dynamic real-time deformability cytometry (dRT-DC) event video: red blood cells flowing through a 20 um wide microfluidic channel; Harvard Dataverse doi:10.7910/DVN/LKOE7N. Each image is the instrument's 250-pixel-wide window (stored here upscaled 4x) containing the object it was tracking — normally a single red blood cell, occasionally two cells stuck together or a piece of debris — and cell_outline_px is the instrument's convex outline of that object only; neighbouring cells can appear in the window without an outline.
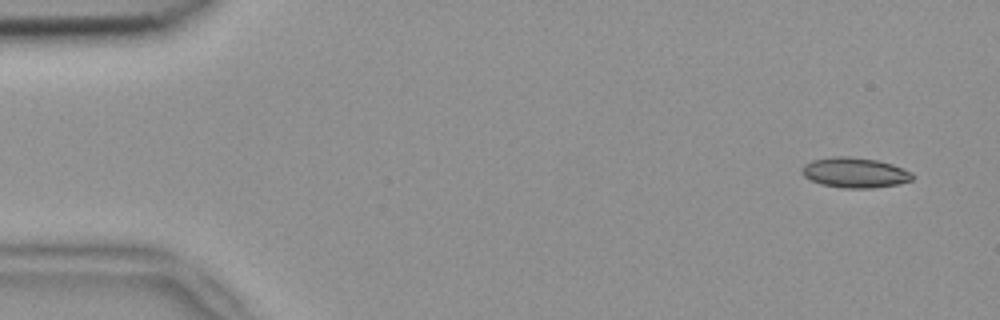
{"species": "common noctule bat (a hibernating species)", "species_latin": "Nyctalus noctula", "temperature_condition": "room temperature", "stored_images_in_passage": 6, "camera_frame_rate_fps": 3000, "um_per_image_px": 0.085, "animal": {"sex": "female", "body_mass_g": 18.4}, "frame": {"image": 1, "passage_image": 1, "time_ms": 0.0, "image_size_px": [1000, 320], "cell_outline_px": [[916, 176], [912, 180], [896, 184], [872, 188], [844, 188], [820, 184], [804, 176], [800, 172], [800, 168], [804, 164], [812, 160], [832, 156], [848, 156], [876, 160], [892, 164], [912, 172]], "centroid_in_image_um": [72.64, 14.67], "position_along_channel_um": 12.4, "area_um2": 19.54}}
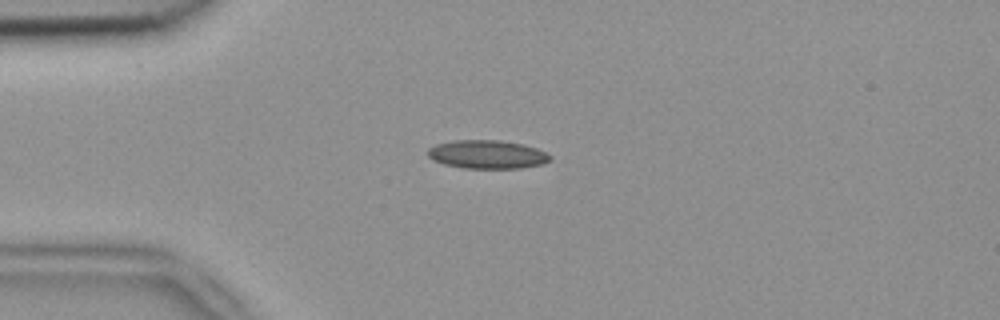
{"frame": {"image": 2, "passage_image": 4, "time_ms": 1.0, "image_size_px": [1000, 320], "cell_outline_px": [[552, 156], [548, 160], [540, 164], [520, 168], [464, 168], [444, 164], [432, 160], [428, 156], [428, 148], [436, 144], [452, 140], [500, 140], [524, 144], [536, 148]], "centroid_in_image_um": [41.37, 13.11], "position_along_channel_um": 43.6, "area_um2": 20.23}}
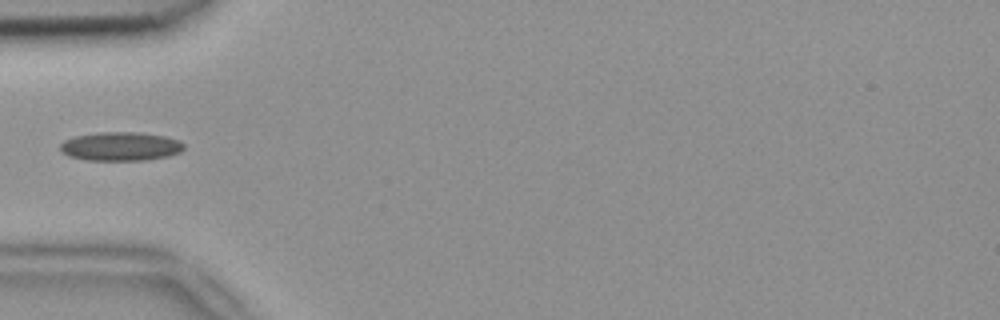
{"frame": {"image": 3, "passage_image": 5, "time_ms": 1.333, "image_size_px": [1000, 320], "cell_outline_px": [[184, 148], [180, 152], [168, 156], [144, 160], [88, 160], [68, 156], [60, 148], [60, 144], [64, 140], [76, 136], [100, 132], [140, 132], [164, 136], [180, 140], [184, 144]], "centroid_in_image_um": [10.27, 12.44], "position_along_channel_um": 74.7, "area_um2": 20.69}}